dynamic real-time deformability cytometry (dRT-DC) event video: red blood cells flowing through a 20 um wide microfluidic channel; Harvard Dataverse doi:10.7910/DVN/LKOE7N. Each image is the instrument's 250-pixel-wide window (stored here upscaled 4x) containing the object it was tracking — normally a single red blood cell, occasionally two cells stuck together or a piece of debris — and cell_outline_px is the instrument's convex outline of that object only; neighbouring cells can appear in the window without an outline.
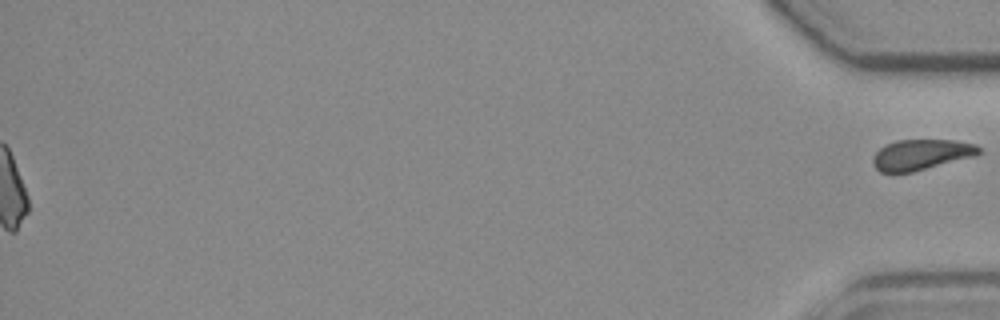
{"species": "common noctule bat (a hibernating species)", "species_latin": "Nyctalus noctula", "temperature_condition": "room temperature", "stored_images_in_passage": 54, "segment_of_instrument_passage": [2, 2], "camera_frame_rate_fps": 3000, "um_per_image_px": 0.085, "animal": {"sex": "female", "body_mass_g": 19.3, "forearm_length_mm": 54.1}, "frame": {"image": 1, "passage_image": 54, "time_ms": 17.667, "image_size_px": [1000, 320], "cell_outline_px": [[984, 152], [972, 156], [912, 172], [880, 172], [872, 164], [872, 156], [884, 144], [896, 140], [956, 140], [976, 144]], "centroid_in_image_um": [78.27, 13.13], "position_along_channel_um": 356.9, "area_um2": 18.84}}